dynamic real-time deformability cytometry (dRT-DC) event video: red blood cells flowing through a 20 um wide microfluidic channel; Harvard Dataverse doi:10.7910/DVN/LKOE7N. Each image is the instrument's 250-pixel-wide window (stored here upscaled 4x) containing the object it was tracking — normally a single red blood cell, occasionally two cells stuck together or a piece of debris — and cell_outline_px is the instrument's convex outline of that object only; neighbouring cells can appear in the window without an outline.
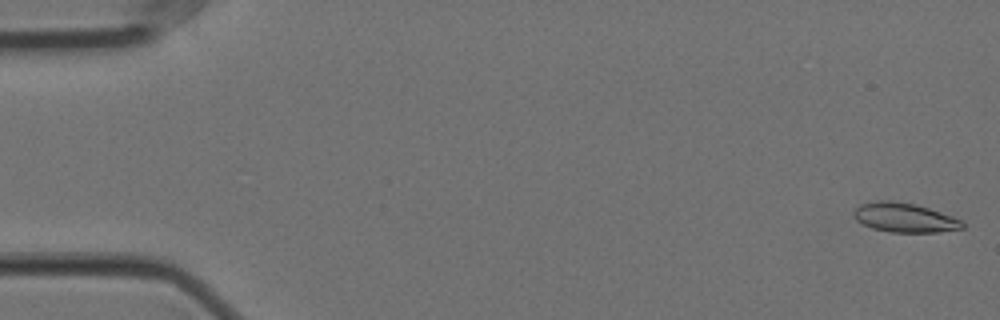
{"species": "Egyptian fruit bat (a non-hibernating species)", "species_latin": "Rousettus aegyptiacus", "temperature_condition": "cold", "stored_images_in_passage": 21, "camera_frame_rate_fps": 3000, "um_per_image_px": 0.085, "animal": {"sex": "female"}, "frame": {"image": 1, "passage_image": 1, "time_ms": 0.0, "image_size_px": [1000, 320], "cell_outline_px": [[964, 228], [936, 232], [888, 232], [872, 228], [856, 220], [852, 216], [852, 212], [860, 204], [868, 200], [892, 200], [916, 204], [964, 220]], "centroid_in_image_um": [76.85, 18.48], "position_along_channel_um": 8.2, "area_um2": 18.84}}
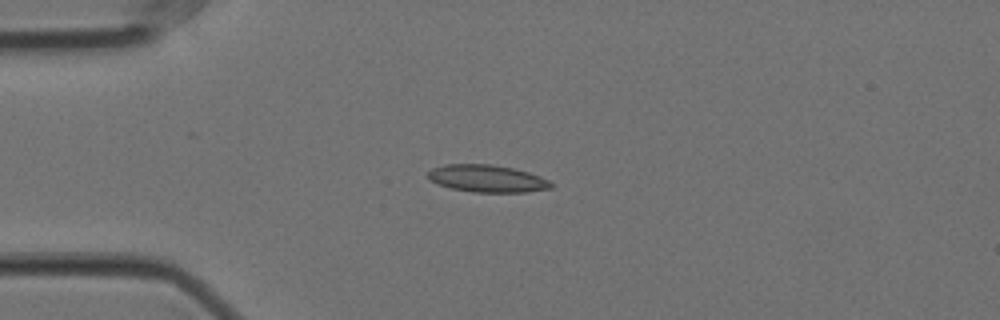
{"frame": {"image": 2, "passage_image": 14, "time_ms": 4.333, "image_size_px": [1000, 320], "cell_outline_px": [[552, 188], [528, 192], [472, 192], [452, 188], [436, 184], [428, 180], [428, 172], [432, 168], [444, 164], [492, 164], [512, 168], [528, 172], [540, 176], [548, 180], [552, 184]], "centroid_in_image_um": [41.38, 15.18], "position_along_channel_um": 43.6, "area_um2": 19.65}}
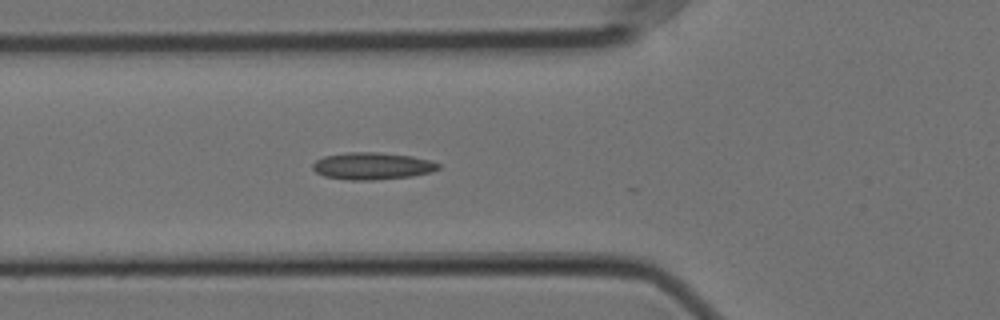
{"frame": {"image": 3, "passage_image": 20, "time_ms": 6.333, "image_size_px": [1000, 320], "cell_outline_px": [[440, 168], [432, 172], [412, 176], [372, 180], [348, 180], [324, 176], [316, 172], [312, 168], [312, 164], [316, 160], [324, 156], [348, 152], [376, 152], [412, 156], [428, 160], [440, 164]], "centroid_in_image_um": [31.63, 14.11], "position_along_channel_um": 94.2, "area_um2": 19.83}}